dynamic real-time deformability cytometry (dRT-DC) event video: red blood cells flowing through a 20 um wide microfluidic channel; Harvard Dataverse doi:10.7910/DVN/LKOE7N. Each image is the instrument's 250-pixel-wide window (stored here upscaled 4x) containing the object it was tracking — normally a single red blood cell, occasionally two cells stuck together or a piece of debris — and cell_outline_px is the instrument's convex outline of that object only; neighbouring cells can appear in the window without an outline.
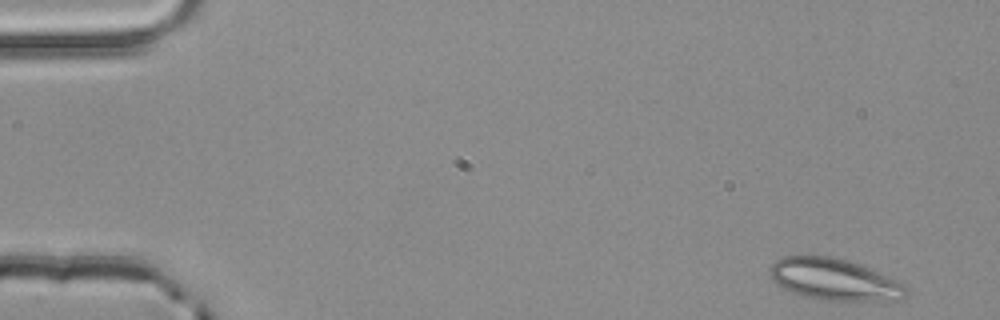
{"species": "common noctule bat (a hibernating species)", "species_latin": "Nyctalus noctula", "temperature_condition": "room temperature", "stored_images_in_passage": 4, "camera_frame_rate_fps": 3000, "um_per_image_px": 0.085, "animal": {"sex": "male", "body_mass_g": 20.4}, "frame": {"image": 1, "passage_image": 1, "time_ms": 0.0, "image_size_px": [1000, 320], "cell_outline_px": [[908, 292], [900, 300], [824, 300], [804, 296], [792, 292], [776, 284], [772, 280], [768, 268], [776, 260], [784, 256], [828, 256], [844, 260], [868, 268], [900, 280], [908, 288]], "centroid_in_image_um": [70.91, 23.76], "position_along_channel_um": 14.1, "area_um2": 32.83}}